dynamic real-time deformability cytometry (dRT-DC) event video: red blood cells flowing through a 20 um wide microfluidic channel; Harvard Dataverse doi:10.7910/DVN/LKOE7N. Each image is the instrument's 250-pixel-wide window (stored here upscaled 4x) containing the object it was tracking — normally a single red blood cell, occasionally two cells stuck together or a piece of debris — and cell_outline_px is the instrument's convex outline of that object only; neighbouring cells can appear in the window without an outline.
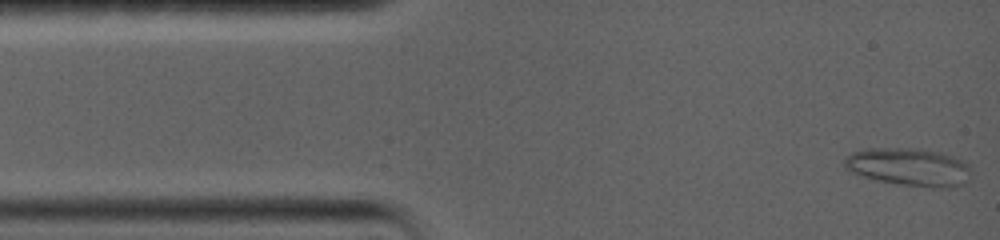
{"species": "common noctule bat (a hibernating species)", "species_latin": "Nyctalus noctula", "temperature_condition": "warm", "stored_images_in_passage": 58, "segment_of_instrument_passage": [1, 2], "camera_frame_rate_fps": 5000, "um_per_image_px": 0.085, "animal": {"sex": "female", "body_mass_g": 19.0, "forearm_length_mm": 56.7}, "frame": {"image": 1, "passage_image": 1, "time_ms": 0.0, "image_size_px": [1000, 240], "cell_outline_px": [[968, 180], [960, 184], [944, 188], [932, 188], [900, 184], [880, 180], [848, 172], [844, 168], [844, 156], [852, 152], [868, 148], [912, 148], [940, 152], [964, 160], [968, 164]], "centroid_in_image_um": [77.21, 14.18], "position_along_channel_um": 7.8, "area_um2": 27.86}}